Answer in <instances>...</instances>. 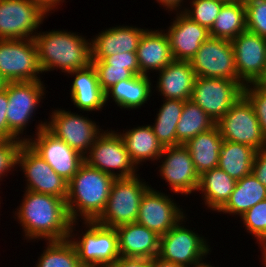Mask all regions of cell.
Wrapping results in <instances>:
<instances>
[{"label":"cell","mask_w":266,"mask_h":267,"mask_svg":"<svg viewBox=\"0 0 266 267\" xmlns=\"http://www.w3.org/2000/svg\"><path fill=\"white\" fill-rule=\"evenodd\" d=\"M8 103L6 82L4 88L0 90V140H18L8 129L6 115Z\"/></svg>","instance_id":"43"},{"label":"cell","mask_w":266,"mask_h":267,"mask_svg":"<svg viewBox=\"0 0 266 267\" xmlns=\"http://www.w3.org/2000/svg\"><path fill=\"white\" fill-rule=\"evenodd\" d=\"M108 267H151V259L137 257H119Z\"/></svg>","instance_id":"45"},{"label":"cell","mask_w":266,"mask_h":267,"mask_svg":"<svg viewBox=\"0 0 266 267\" xmlns=\"http://www.w3.org/2000/svg\"><path fill=\"white\" fill-rule=\"evenodd\" d=\"M98 75V81L100 87L106 92L110 87L116 83L130 79L134 74L123 67L111 66V65H93Z\"/></svg>","instance_id":"41"},{"label":"cell","mask_w":266,"mask_h":267,"mask_svg":"<svg viewBox=\"0 0 266 267\" xmlns=\"http://www.w3.org/2000/svg\"><path fill=\"white\" fill-rule=\"evenodd\" d=\"M47 15L34 0H0V39H33Z\"/></svg>","instance_id":"11"},{"label":"cell","mask_w":266,"mask_h":267,"mask_svg":"<svg viewBox=\"0 0 266 267\" xmlns=\"http://www.w3.org/2000/svg\"><path fill=\"white\" fill-rule=\"evenodd\" d=\"M64 109H53L45 128L85 156L103 129L91 118Z\"/></svg>","instance_id":"12"},{"label":"cell","mask_w":266,"mask_h":267,"mask_svg":"<svg viewBox=\"0 0 266 267\" xmlns=\"http://www.w3.org/2000/svg\"><path fill=\"white\" fill-rule=\"evenodd\" d=\"M147 30L143 33L136 55L141 75L159 72L174 60L168 35L162 30Z\"/></svg>","instance_id":"23"},{"label":"cell","mask_w":266,"mask_h":267,"mask_svg":"<svg viewBox=\"0 0 266 267\" xmlns=\"http://www.w3.org/2000/svg\"><path fill=\"white\" fill-rule=\"evenodd\" d=\"M82 223L85 232L75 234V226L79 222H71L69 235L81 264L84 267H108L113 264L120 257L116 229L102 226L96 221Z\"/></svg>","instance_id":"4"},{"label":"cell","mask_w":266,"mask_h":267,"mask_svg":"<svg viewBox=\"0 0 266 267\" xmlns=\"http://www.w3.org/2000/svg\"><path fill=\"white\" fill-rule=\"evenodd\" d=\"M223 143L224 139L220 135L219 128L215 125L213 128L189 139L184 144L191 154L193 164L199 175L218 167Z\"/></svg>","instance_id":"28"},{"label":"cell","mask_w":266,"mask_h":267,"mask_svg":"<svg viewBox=\"0 0 266 267\" xmlns=\"http://www.w3.org/2000/svg\"><path fill=\"white\" fill-rule=\"evenodd\" d=\"M173 22L164 31L168 35L174 60L190 61L209 37V30L192 21L183 12H176Z\"/></svg>","instance_id":"20"},{"label":"cell","mask_w":266,"mask_h":267,"mask_svg":"<svg viewBox=\"0 0 266 267\" xmlns=\"http://www.w3.org/2000/svg\"><path fill=\"white\" fill-rule=\"evenodd\" d=\"M43 83V81L7 82L8 129L22 142L24 131L34 118L39 103L46 97V87Z\"/></svg>","instance_id":"10"},{"label":"cell","mask_w":266,"mask_h":267,"mask_svg":"<svg viewBox=\"0 0 266 267\" xmlns=\"http://www.w3.org/2000/svg\"><path fill=\"white\" fill-rule=\"evenodd\" d=\"M93 65H111L130 70L134 75H141L136 52H126L105 57L103 60H92Z\"/></svg>","instance_id":"42"},{"label":"cell","mask_w":266,"mask_h":267,"mask_svg":"<svg viewBox=\"0 0 266 267\" xmlns=\"http://www.w3.org/2000/svg\"><path fill=\"white\" fill-rule=\"evenodd\" d=\"M216 123L192 100H186L177 123V142L184 145L189 139L213 128Z\"/></svg>","instance_id":"34"},{"label":"cell","mask_w":266,"mask_h":267,"mask_svg":"<svg viewBox=\"0 0 266 267\" xmlns=\"http://www.w3.org/2000/svg\"><path fill=\"white\" fill-rule=\"evenodd\" d=\"M37 4H40L48 13H53L55 9L60 6L65 0H34Z\"/></svg>","instance_id":"47"},{"label":"cell","mask_w":266,"mask_h":267,"mask_svg":"<svg viewBox=\"0 0 266 267\" xmlns=\"http://www.w3.org/2000/svg\"><path fill=\"white\" fill-rule=\"evenodd\" d=\"M243 88L239 81L196 77L190 100L217 123L243 96Z\"/></svg>","instance_id":"13"},{"label":"cell","mask_w":266,"mask_h":267,"mask_svg":"<svg viewBox=\"0 0 266 267\" xmlns=\"http://www.w3.org/2000/svg\"><path fill=\"white\" fill-rule=\"evenodd\" d=\"M151 128L163 147L179 146L176 128L181 117L184 102L179 99H164Z\"/></svg>","instance_id":"33"},{"label":"cell","mask_w":266,"mask_h":267,"mask_svg":"<svg viewBox=\"0 0 266 267\" xmlns=\"http://www.w3.org/2000/svg\"><path fill=\"white\" fill-rule=\"evenodd\" d=\"M243 95L253 105L262 133L266 136V87L258 83L247 84Z\"/></svg>","instance_id":"39"},{"label":"cell","mask_w":266,"mask_h":267,"mask_svg":"<svg viewBox=\"0 0 266 267\" xmlns=\"http://www.w3.org/2000/svg\"><path fill=\"white\" fill-rule=\"evenodd\" d=\"M259 85L266 87V70L262 78L258 82Z\"/></svg>","instance_id":"51"},{"label":"cell","mask_w":266,"mask_h":267,"mask_svg":"<svg viewBox=\"0 0 266 267\" xmlns=\"http://www.w3.org/2000/svg\"><path fill=\"white\" fill-rule=\"evenodd\" d=\"M115 229L120 257L152 259L158 256L160 236L152 230L137 222L121 225Z\"/></svg>","instance_id":"24"},{"label":"cell","mask_w":266,"mask_h":267,"mask_svg":"<svg viewBox=\"0 0 266 267\" xmlns=\"http://www.w3.org/2000/svg\"><path fill=\"white\" fill-rule=\"evenodd\" d=\"M237 181L220 168H213L200 175L197 193L211 211L218 212L229 200Z\"/></svg>","instance_id":"29"},{"label":"cell","mask_w":266,"mask_h":267,"mask_svg":"<svg viewBox=\"0 0 266 267\" xmlns=\"http://www.w3.org/2000/svg\"><path fill=\"white\" fill-rule=\"evenodd\" d=\"M240 219L245 226V232L257 239L256 244L261 249H266V199L251 207Z\"/></svg>","instance_id":"36"},{"label":"cell","mask_w":266,"mask_h":267,"mask_svg":"<svg viewBox=\"0 0 266 267\" xmlns=\"http://www.w3.org/2000/svg\"><path fill=\"white\" fill-rule=\"evenodd\" d=\"M159 5L163 6L164 9L174 12H183L185 10L184 2L188 0H156ZM183 6V7H182ZM183 8V9H182Z\"/></svg>","instance_id":"46"},{"label":"cell","mask_w":266,"mask_h":267,"mask_svg":"<svg viewBox=\"0 0 266 267\" xmlns=\"http://www.w3.org/2000/svg\"><path fill=\"white\" fill-rule=\"evenodd\" d=\"M247 30L266 38V0H245Z\"/></svg>","instance_id":"38"},{"label":"cell","mask_w":266,"mask_h":267,"mask_svg":"<svg viewBox=\"0 0 266 267\" xmlns=\"http://www.w3.org/2000/svg\"><path fill=\"white\" fill-rule=\"evenodd\" d=\"M34 39H0V76L5 82L41 81Z\"/></svg>","instance_id":"8"},{"label":"cell","mask_w":266,"mask_h":267,"mask_svg":"<svg viewBox=\"0 0 266 267\" xmlns=\"http://www.w3.org/2000/svg\"><path fill=\"white\" fill-rule=\"evenodd\" d=\"M46 123L47 120L38 123L35 134L24 135L23 142L40 155L59 176L69 181L84 162V156L50 133L45 128Z\"/></svg>","instance_id":"9"},{"label":"cell","mask_w":266,"mask_h":267,"mask_svg":"<svg viewBox=\"0 0 266 267\" xmlns=\"http://www.w3.org/2000/svg\"><path fill=\"white\" fill-rule=\"evenodd\" d=\"M261 250V253H262V264L264 265V267H266V249H260Z\"/></svg>","instance_id":"50"},{"label":"cell","mask_w":266,"mask_h":267,"mask_svg":"<svg viewBox=\"0 0 266 267\" xmlns=\"http://www.w3.org/2000/svg\"><path fill=\"white\" fill-rule=\"evenodd\" d=\"M265 199L266 187L251 173L237 181L229 200L218 213L240 217L251 207Z\"/></svg>","instance_id":"30"},{"label":"cell","mask_w":266,"mask_h":267,"mask_svg":"<svg viewBox=\"0 0 266 267\" xmlns=\"http://www.w3.org/2000/svg\"><path fill=\"white\" fill-rule=\"evenodd\" d=\"M231 43L238 81L243 86L258 83L266 70V38L246 30Z\"/></svg>","instance_id":"19"},{"label":"cell","mask_w":266,"mask_h":267,"mask_svg":"<svg viewBox=\"0 0 266 267\" xmlns=\"http://www.w3.org/2000/svg\"><path fill=\"white\" fill-rule=\"evenodd\" d=\"M146 30L132 25H119L100 31L91 39L92 60H103L117 53L136 52Z\"/></svg>","instance_id":"21"},{"label":"cell","mask_w":266,"mask_h":267,"mask_svg":"<svg viewBox=\"0 0 266 267\" xmlns=\"http://www.w3.org/2000/svg\"><path fill=\"white\" fill-rule=\"evenodd\" d=\"M224 140L248 145L256 151L265 143L253 105L243 95L216 123Z\"/></svg>","instance_id":"14"},{"label":"cell","mask_w":266,"mask_h":267,"mask_svg":"<svg viewBox=\"0 0 266 267\" xmlns=\"http://www.w3.org/2000/svg\"><path fill=\"white\" fill-rule=\"evenodd\" d=\"M225 0H190L183 13L192 21L197 22L208 30L213 26Z\"/></svg>","instance_id":"37"},{"label":"cell","mask_w":266,"mask_h":267,"mask_svg":"<svg viewBox=\"0 0 266 267\" xmlns=\"http://www.w3.org/2000/svg\"><path fill=\"white\" fill-rule=\"evenodd\" d=\"M225 1H245V0H225Z\"/></svg>","instance_id":"53"},{"label":"cell","mask_w":266,"mask_h":267,"mask_svg":"<svg viewBox=\"0 0 266 267\" xmlns=\"http://www.w3.org/2000/svg\"><path fill=\"white\" fill-rule=\"evenodd\" d=\"M38 32L33 39L44 75L58 69L67 75L92 64L91 40L84 35L64 29Z\"/></svg>","instance_id":"2"},{"label":"cell","mask_w":266,"mask_h":267,"mask_svg":"<svg viewBox=\"0 0 266 267\" xmlns=\"http://www.w3.org/2000/svg\"><path fill=\"white\" fill-rule=\"evenodd\" d=\"M108 130H103L97 136L94 144L84 156V161L114 178L137 175L139 168L131 161L118 130Z\"/></svg>","instance_id":"6"},{"label":"cell","mask_w":266,"mask_h":267,"mask_svg":"<svg viewBox=\"0 0 266 267\" xmlns=\"http://www.w3.org/2000/svg\"><path fill=\"white\" fill-rule=\"evenodd\" d=\"M196 77L238 81L231 41L209 37L189 61Z\"/></svg>","instance_id":"16"},{"label":"cell","mask_w":266,"mask_h":267,"mask_svg":"<svg viewBox=\"0 0 266 267\" xmlns=\"http://www.w3.org/2000/svg\"><path fill=\"white\" fill-rule=\"evenodd\" d=\"M5 81L1 78V76H0V90L2 89V88H4V86H5Z\"/></svg>","instance_id":"52"},{"label":"cell","mask_w":266,"mask_h":267,"mask_svg":"<svg viewBox=\"0 0 266 267\" xmlns=\"http://www.w3.org/2000/svg\"><path fill=\"white\" fill-rule=\"evenodd\" d=\"M118 132L122 137L131 161L138 168L146 161H157L164 147L158 141L151 126L148 124Z\"/></svg>","instance_id":"26"},{"label":"cell","mask_w":266,"mask_h":267,"mask_svg":"<svg viewBox=\"0 0 266 267\" xmlns=\"http://www.w3.org/2000/svg\"><path fill=\"white\" fill-rule=\"evenodd\" d=\"M151 267H183L173 262L162 260L158 256L151 259Z\"/></svg>","instance_id":"48"},{"label":"cell","mask_w":266,"mask_h":267,"mask_svg":"<svg viewBox=\"0 0 266 267\" xmlns=\"http://www.w3.org/2000/svg\"><path fill=\"white\" fill-rule=\"evenodd\" d=\"M247 30L244 1H226L209 30L210 37L232 41Z\"/></svg>","instance_id":"32"},{"label":"cell","mask_w":266,"mask_h":267,"mask_svg":"<svg viewBox=\"0 0 266 267\" xmlns=\"http://www.w3.org/2000/svg\"><path fill=\"white\" fill-rule=\"evenodd\" d=\"M22 143L20 140H0V182L10 171L17 170V154Z\"/></svg>","instance_id":"40"},{"label":"cell","mask_w":266,"mask_h":267,"mask_svg":"<svg viewBox=\"0 0 266 267\" xmlns=\"http://www.w3.org/2000/svg\"><path fill=\"white\" fill-rule=\"evenodd\" d=\"M146 75H134L130 79L122 80L105 92L106 104L109 99L121 109H139L144 106L152 96L153 84Z\"/></svg>","instance_id":"27"},{"label":"cell","mask_w":266,"mask_h":267,"mask_svg":"<svg viewBox=\"0 0 266 267\" xmlns=\"http://www.w3.org/2000/svg\"><path fill=\"white\" fill-rule=\"evenodd\" d=\"M158 160L161 163L158 166L159 175L168 186L170 185L173 193L187 197L197 192L200 175L195 169L189 150L184 145L164 147Z\"/></svg>","instance_id":"17"},{"label":"cell","mask_w":266,"mask_h":267,"mask_svg":"<svg viewBox=\"0 0 266 267\" xmlns=\"http://www.w3.org/2000/svg\"><path fill=\"white\" fill-rule=\"evenodd\" d=\"M187 215L160 237L158 257L183 267H192L211 253L207 239L183 225ZM201 235V236H200Z\"/></svg>","instance_id":"7"},{"label":"cell","mask_w":266,"mask_h":267,"mask_svg":"<svg viewBox=\"0 0 266 267\" xmlns=\"http://www.w3.org/2000/svg\"><path fill=\"white\" fill-rule=\"evenodd\" d=\"M252 173L266 187V141L256 152Z\"/></svg>","instance_id":"44"},{"label":"cell","mask_w":266,"mask_h":267,"mask_svg":"<svg viewBox=\"0 0 266 267\" xmlns=\"http://www.w3.org/2000/svg\"><path fill=\"white\" fill-rule=\"evenodd\" d=\"M139 174L128 178H115L105 210L96 222L116 228L137 221L139 206L145 192L151 187Z\"/></svg>","instance_id":"5"},{"label":"cell","mask_w":266,"mask_h":267,"mask_svg":"<svg viewBox=\"0 0 266 267\" xmlns=\"http://www.w3.org/2000/svg\"><path fill=\"white\" fill-rule=\"evenodd\" d=\"M46 247L38 257L35 267H84L77 250L69 238L46 241Z\"/></svg>","instance_id":"35"},{"label":"cell","mask_w":266,"mask_h":267,"mask_svg":"<svg viewBox=\"0 0 266 267\" xmlns=\"http://www.w3.org/2000/svg\"><path fill=\"white\" fill-rule=\"evenodd\" d=\"M256 150L248 145L224 140L218 160V168L234 180H241L252 173Z\"/></svg>","instance_id":"31"},{"label":"cell","mask_w":266,"mask_h":267,"mask_svg":"<svg viewBox=\"0 0 266 267\" xmlns=\"http://www.w3.org/2000/svg\"><path fill=\"white\" fill-rule=\"evenodd\" d=\"M115 178L85 161L68 181L66 206L72 222L96 221L107 205ZM79 217V218H78Z\"/></svg>","instance_id":"3"},{"label":"cell","mask_w":266,"mask_h":267,"mask_svg":"<svg viewBox=\"0 0 266 267\" xmlns=\"http://www.w3.org/2000/svg\"><path fill=\"white\" fill-rule=\"evenodd\" d=\"M18 167L24 174L25 190L49 194L66 200L68 181L59 176L26 142L22 143L17 154Z\"/></svg>","instance_id":"15"},{"label":"cell","mask_w":266,"mask_h":267,"mask_svg":"<svg viewBox=\"0 0 266 267\" xmlns=\"http://www.w3.org/2000/svg\"><path fill=\"white\" fill-rule=\"evenodd\" d=\"M172 195L154 189L152 186L142 197L137 223L147 227L160 237L175 226L185 214Z\"/></svg>","instance_id":"18"},{"label":"cell","mask_w":266,"mask_h":267,"mask_svg":"<svg viewBox=\"0 0 266 267\" xmlns=\"http://www.w3.org/2000/svg\"><path fill=\"white\" fill-rule=\"evenodd\" d=\"M155 89L164 99L189 100L192 95L196 74L189 61L173 60L157 72Z\"/></svg>","instance_id":"25"},{"label":"cell","mask_w":266,"mask_h":267,"mask_svg":"<svg viewBox=\"0 0 266 267\" xmlns=\"http://www.w3.org/2000/svg\"><path fill=\"white\" fill-rule=\"evenodd\" d=\"M205 258L200 259L197 263H195L192 267H215L212 266L210 262L206 263V261H203Z\"/></svg>","instance_id":"49"},{"label":"cell","mask_w":266,"mask_h":267,"mask_svg":"<svg viewBox=\"0 0 266 267\" xmlns=\"http://www.w3.org/2000/svg\"><path fill=\"white\" fill-rule=\"evenodd\" d=\"M74 77L70 86V98L74 107L82 113L102 111L106 105L105 92L100 87L98 75L93 64L84 69L68 73V77Z\"/></svg>","instance_id":"22"},{"label":"cell","mask_w":266,"mask_h":267,"mask_svg":"<svg viewBox=\"0 0 266 267\" xmlns=\"http://www.w3.org/2000/svg\"><path fill=\"white\" fill-rule=\"evenodd\" d=\"M23 199L13 218L22 226L27 241L64 240L69 238L71 219L66 201L60 197L23 191ZM17 218V219H16ZM36 239V240H35Z\"/></svg>","instance_id":"1"}]
</instances>
